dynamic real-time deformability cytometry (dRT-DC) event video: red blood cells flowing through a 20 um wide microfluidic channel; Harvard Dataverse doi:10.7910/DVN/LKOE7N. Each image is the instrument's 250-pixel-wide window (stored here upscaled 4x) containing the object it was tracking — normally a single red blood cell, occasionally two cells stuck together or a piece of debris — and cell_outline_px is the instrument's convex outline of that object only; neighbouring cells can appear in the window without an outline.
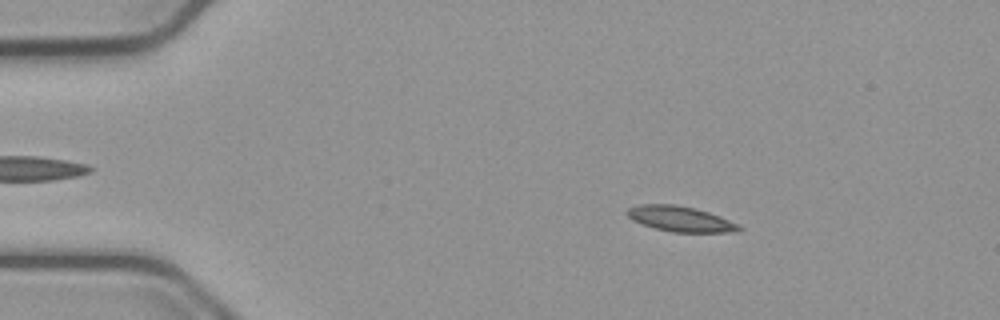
{"species": "common noctule bat (a hibernating species)", "species_latin": "Nyctalus noctula", "temperature_condition": "cold", "stored_images_in_passage": 49, "camera_frame_rate_fps": 3000, "um_per_image_px": 0.085, "animal": {"sex": "male", "body_mass_g": 23.1, "forearm_length_mm": 52.7}, "frame": {"image": 1, "passage_image": 10, "time_ms": 3.0, "image_size_px": [1000, 320], "cell_outline_px": [[744, 228], [740, 232], [672, 232], [640, 224], [632, 220], [624, 212], [628, 208], [640, 204], [676, 204], [696, 208], [720, 216]], "centroid_in_image_um": [57.81, 18.6], "position_along_channel_um": 27.2, "area_um2": 16.65}}
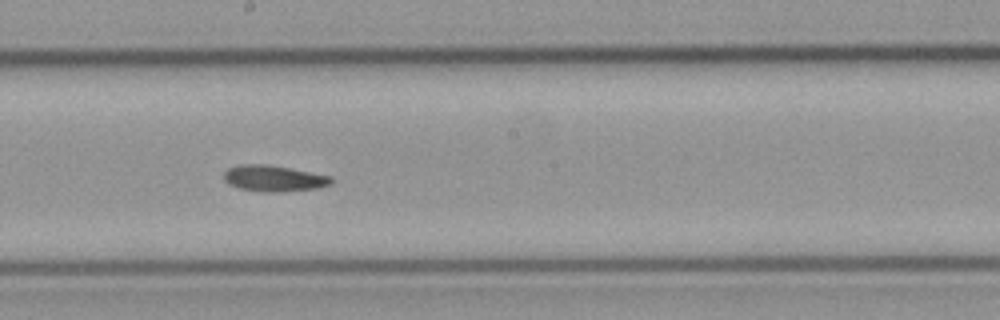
{"frame": {"image": 2, "passage_image": 31, "time_ms": 10.0, "image_size_px": [1000, 320], "cell_outline_px": [[332, 184], [320, 188], [284, 192], [260, 192], [240, 188], [228, 184], [224, 180], [224, 172], [228, 168], [240, 164], [264, 164], [288, 168], [332, 176]], "centroid_in_image_um": [23.28, 15.18], "position_along_channel_um": 224.9, "area_um2": 16.47}}
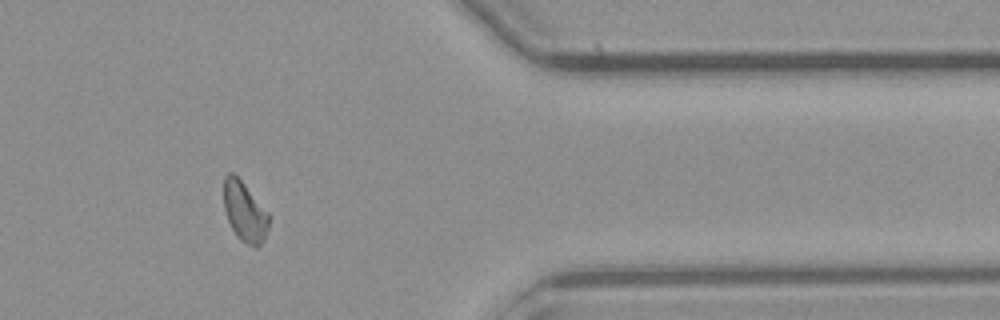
{"frame": {"image": 3, "passage_image": 46, "time_ms": 15.0, "image_size_px": [1000, 320], "cell_outline_px": [[268, 228], [264, 240], [256, 248], [240, 240], [236, 236], [228, 220], [224, 208], [224, 176], [228, 172], [232, 172], [244, 184], [268, 212]], "centroid_in_image_um": [20.78, 18.0], "position_along_channel_um": 390.6, "area_um2": 15.55}}